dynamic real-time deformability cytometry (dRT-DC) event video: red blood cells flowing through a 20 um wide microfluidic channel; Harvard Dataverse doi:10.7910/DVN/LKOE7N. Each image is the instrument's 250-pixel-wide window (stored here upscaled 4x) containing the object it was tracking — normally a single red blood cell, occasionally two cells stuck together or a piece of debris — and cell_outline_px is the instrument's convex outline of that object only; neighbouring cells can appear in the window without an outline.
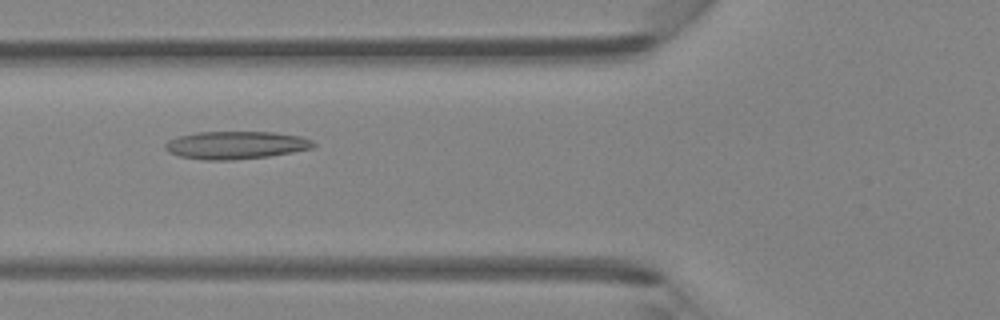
{"species": "Egyptian fruit bat (a non-hibernating species)", "species_latin": "Rousettus aegyptiacus", "temperature_condition": "room temperature", "stored_images_in_passage": 31, "camera_frame_rate_fps": 3000, "um_per_image_px": 0.085, "animal": {"sex": "female"}, "frame": {"image": 1, "passage_image": 3, "time_ms": 0.667, "image_size_px": [1000, 320], "cell_outline_px": [[316, 144], [312, 148], [292, 152], [268, 156], [232, 160], [204, 160], [180, 156], [168, 152], [164, 148], [164, 144], [168, 140], [180, 136], [196, 132], [272, 132], [300, 136], [312, 140]], "centroid_in_image_um": [20.02, 12.33], "position_along_channel_um": 105.8, "area_um2": 23.93}}
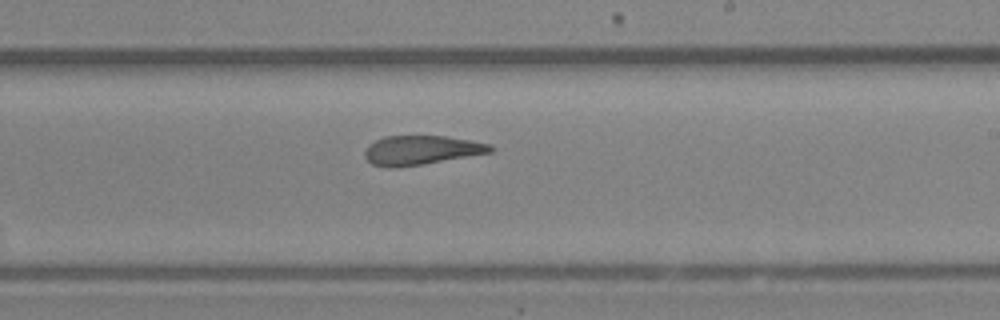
{"frame": {"image": 2, "passage_image": 13, "time_ms": 4.0, "image_size_px": [1000, 320], "cell_outline_px": [[496, 148], [492, 152], [396, 168], [388, 168], [372, 164], [364, 156], [364, 152], [368, 144], [384, 136], [444, 136], [492, 144]], "centroid_in_image_um": [35.78, 12.76], "position_along_channel_um": 253.2, "area_um2": 21.27}}
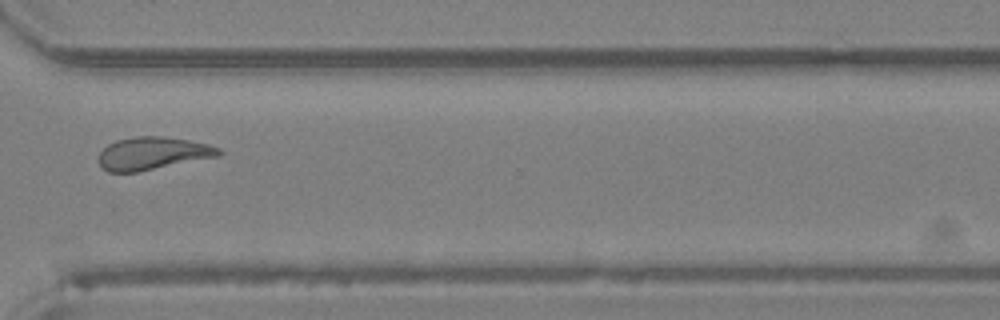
{"frame": {"image": 3, "passage_image": 20, "time_ms": 6.333, "image_size_px": [1000, 320], "cell_outline_px": [[224, 152], [220, 156], [136, 172], [108, 172], [100, 164], [100, 152], [108, 144], [116, 140], [136, 136], [164, 136], [188, 140], [208, 144], [220, 148]], "centroid_in_image_um": [13.02, 13.03], "position_along_channel_um": 357.6, "area_um2": 22.83}}